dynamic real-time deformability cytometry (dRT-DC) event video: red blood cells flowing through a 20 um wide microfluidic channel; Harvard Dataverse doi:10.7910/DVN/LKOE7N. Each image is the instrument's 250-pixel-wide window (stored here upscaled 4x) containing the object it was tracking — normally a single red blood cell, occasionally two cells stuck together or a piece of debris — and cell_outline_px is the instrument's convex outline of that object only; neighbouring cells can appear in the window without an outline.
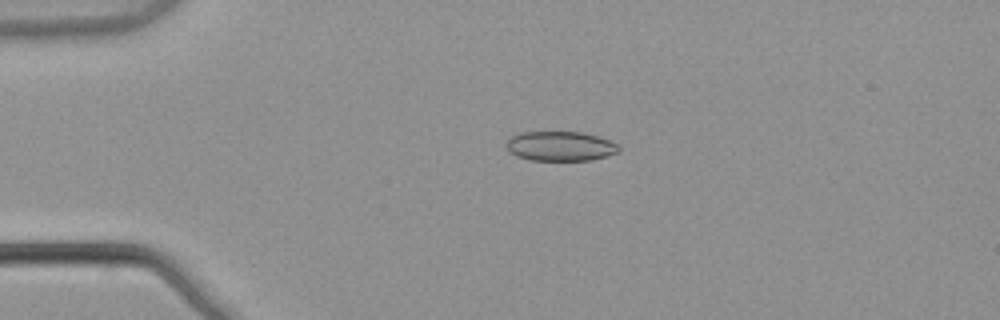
{"species": "common noctule bat (a hibernating species)", "species_latin": "Nyctalus noctula", "temperature_condition": "warm", "stored_images_in_passage": 54, "camera_frame_rate_fps": 3000, "um_per_image_px": 0.085, "animal": {"sex": "male", "body_mass_g": 21.5, "forearm_length_mm": 52.0}, "frame": {"image": 1, "passage_image": 13, "time_ms": 4.0, "image_size_px": [1000, 320], "cell_outline_px": [[620, 152], [592, 160], [532, 160], [516, 156], [508, 152], [504, 144], [512, 136], [520, 132], [580, 132], [596, 136], [608, 140], [616, 144], [620, 148]], "centroid_in_image_um": [47.59, 12.43], "position_along_channel_um": 37.4, "area_um2": 19.42}}
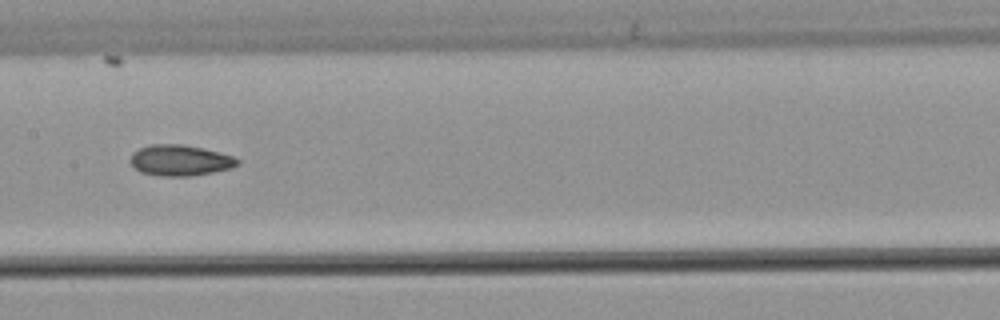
{"frame": {"image": 2, "passage_image": 28, "time_ms": 9.0, "image_size_px": [1000, 320], "cell_outline_px": [[240, 164], [232, 168], [192, 176], [160, 176], [140, 172], [128, 160], [132, 152], [140, 148], [152, 144], [184, 144], [204, 148], [232, 156], [240, 160]], "centroid_in_image_um": [15.3, 13.63], "position_along_channel_um": 192.1, "area_um2": 19.42}}
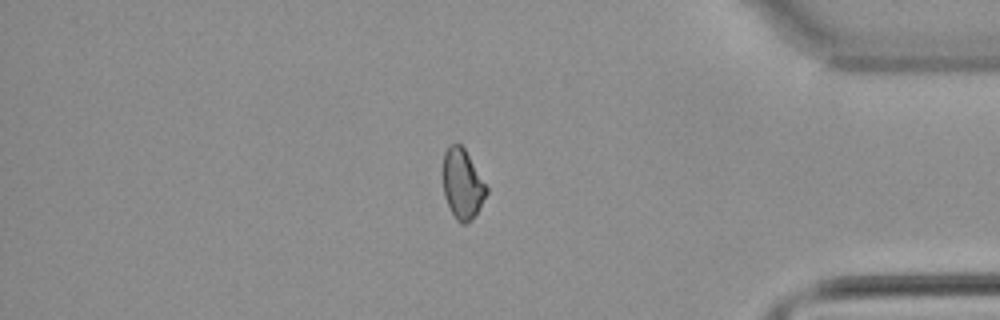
{"frame": {"image": 3, "passage_image": 46, "time_ms": 15.0, "image_size_px": [1000, 320], "cell_outline_px": [[488, 192], [472, 220], [464, 224], [460, 224], [456, 220], [444, 196], [444, 152], [448, 144], [460, 144], [464, 148], [488, 188]], "centroid_in_image_um": [39.31, 15.65], "position_along_channel_um": 395.9, "area_um2": 17.46}, "authors_computed_cell_mechanics": {"area_um2": 19.1607, "velocity_mm_per_s": 3.8687, "shape_relaxation_time_tau1_ms": null, "shape_relaxation_time_tau2_ms": 3.2509, "deformation_change_tau1": null, "deformation_change_tau2": 0.0929}}